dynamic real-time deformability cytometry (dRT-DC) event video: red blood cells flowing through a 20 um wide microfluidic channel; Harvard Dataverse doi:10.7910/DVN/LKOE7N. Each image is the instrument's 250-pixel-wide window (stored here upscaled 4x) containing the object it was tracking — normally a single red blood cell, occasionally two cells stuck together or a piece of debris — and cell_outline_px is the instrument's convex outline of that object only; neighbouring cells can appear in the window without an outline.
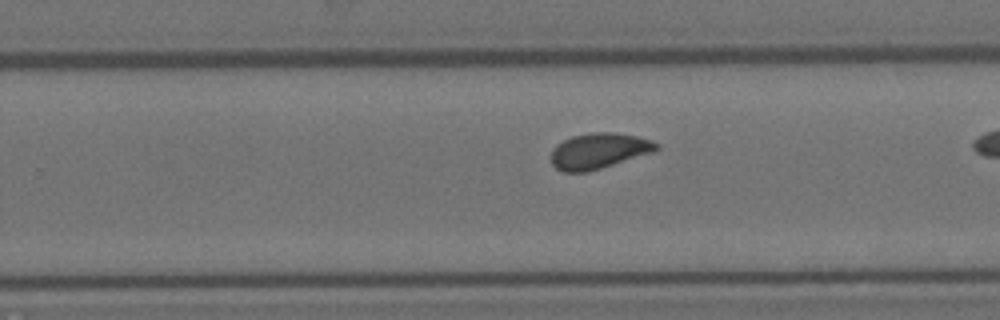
{"species": "Egyptian fruit bat (a non-hibernating species)", "species_latin": "Rousettus aegyptiacus", "temperature_condition": "room temperature", "stored_images_in_passage": 29, "camera_frame_rate_fps": 3000, "um_per_image_px": 0.085, "animal": {"sex": "female"}, "frame": {"image": 1, "passage_image": 21, "time_ms": 6.667, "image_size_px": [1000, 320], "cell_outline_px": [[660, 148], [652, 152], [588, 172], [564, 172], [556, 168], [552, 164], [552, 148], [556, 144], [572, 136], [592, 132], [616, 132], [636, 136], [652, 140], [660, 144]], "centroid_in_image_um": [50.9, 12.81], "position_along_channel_um": 278.9, "area_um2": 21.85}}
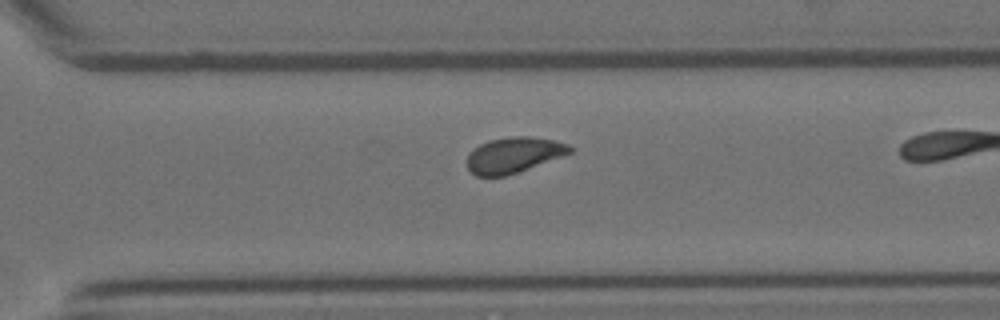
{"frame": {"image": 2, "passage_image": 25, "time_ms": 8.0, "image_size_px": [1000, 320], "cell_outline_px": [[572, 152], [516, 172], [504, 176], [476, 176], [468, 168], [468, 156], [480, 144], [492, 140], [508, 136], [528, 136], [552, 140], [568, 144], [572, 148]], "centroid_in_image_um": [43.66, 13.16], "position_along_channel_um": 326.9, "area_um2": 20.69}}